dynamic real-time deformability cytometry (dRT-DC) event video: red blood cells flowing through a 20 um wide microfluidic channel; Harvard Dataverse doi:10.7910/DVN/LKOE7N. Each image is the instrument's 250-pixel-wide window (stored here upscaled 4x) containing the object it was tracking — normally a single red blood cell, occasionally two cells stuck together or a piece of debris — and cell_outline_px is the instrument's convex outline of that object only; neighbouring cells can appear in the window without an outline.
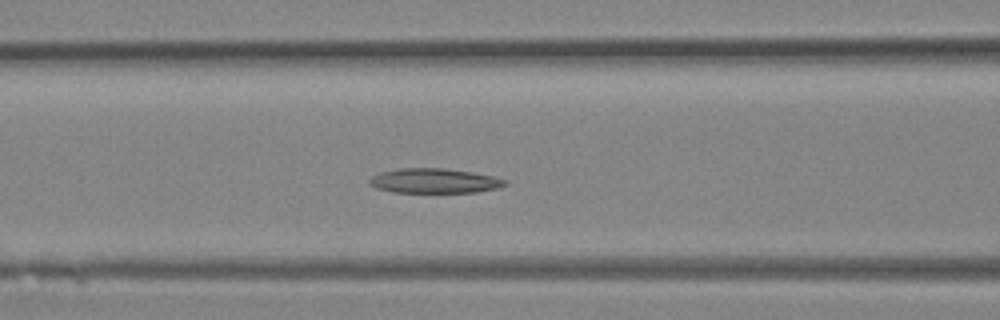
{"species": "Egyptian fruit bat (a non-hibernating species)", "species_latin": "Rousettus aegyptiacus", "temperature_condition": "room temperature", "stored_images_in_passage": 28, "camera_frame_rate_fps": 3000, "um_per_image_px": 0.085, "animal": {"sex": "female"}, "frame": {"image": 1, "passage_image": 10, "time_ms": 3.0, "image_size_px": [1000, 320], "cell_outline_px": [[508, 184], [500, 188], [476, 192], [392, 192], [376, 188], [368, 184], [368, 180], [372, 176], [380, 172], [396, 168], [444, 168], [472, 172], [496, 176], [508, 180]], "centroid_in_image_um": [36.94, 15.36], "position_along_channel_um": 129.7, "area_um2": 19.83}}
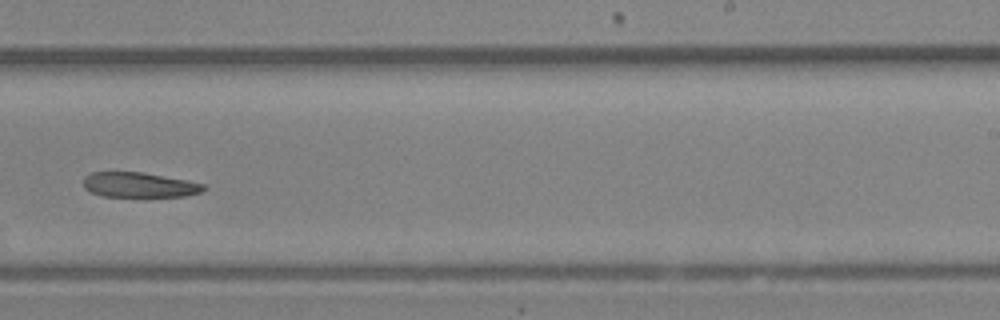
{"frame": {"image": 2, "passage_image": 17, "time_ms": 5.333, "image_size_px": [1000, 320], "cell_outline_px": [[208, 188], [200, 192], [184, 196], [144, 200], [100, 196], [84, 188], [84, 176], [92, 172], [144, 172], [188, 180], [204, 184]], "centroid_in_image_um": [11.87, 15.77], "position_along_channel_um": 277.1, "area_um2": 18.73}}
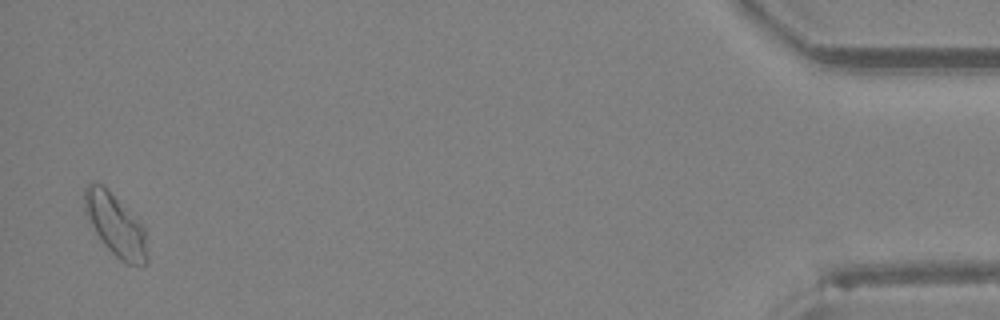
{"frame": {"image": 3, "passage_image": 28, "time_ms": 9.0, "image_size_px": [1000, 320], "cell_outline_px": [[148, 260], [144, 264], [128, 264], [120, 260], [100, 240], [84, 212], [84, 188], [88, 184], [100, 184], [108, 188], [144, 228]], "centroid_in_image_um": [9.79, 19.12], "position_along_channel_um": 425.4, "area_um2": 22.25}}